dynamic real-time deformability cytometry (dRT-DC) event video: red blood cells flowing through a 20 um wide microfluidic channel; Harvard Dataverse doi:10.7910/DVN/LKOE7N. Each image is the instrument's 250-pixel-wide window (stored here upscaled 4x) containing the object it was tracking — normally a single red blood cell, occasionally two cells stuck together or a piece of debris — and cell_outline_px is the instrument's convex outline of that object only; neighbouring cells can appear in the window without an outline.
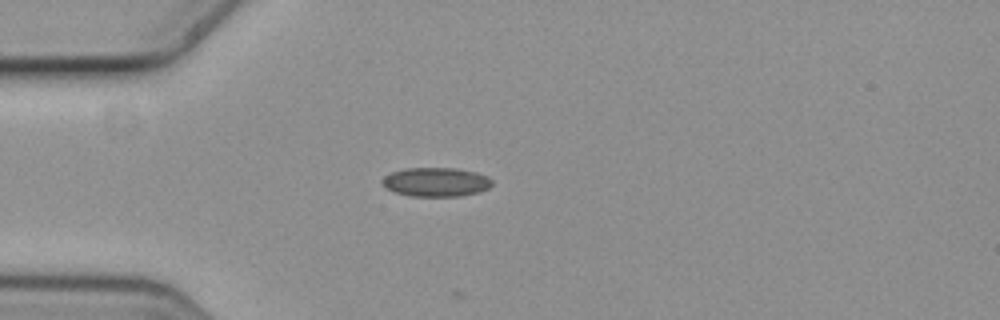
{"species": "common noctule bat (a hibernating species)", "species_latin": "Nyctalus noctula", "temperature_condition": "cold", "stored_images_in_passage": 4, "camera_frame_rate_fps": 3000, "um_per_image_px": 0.085, "animal": {"sex": "female", "body_mass_g": 19.3, "forearm_length_mm": 54.1}, "frame": {"image": 1, "passage_image": 1, "time_ms": 0.0, "image_size_px": [1000, 320], "cell_outline_px": [[492, 184], [488, 188], [476, 192], [460, 196], [408, 196], [396, 192], [388, 188], [380, 180], [384, 176], [392, 172], [404, 168], [456, 168], [476, 172], [488, 176], [492, 180]], "centroid_in_image_um": [37.06, 15.46], "position_along_channel_um": 47.9, "area_um2": 18.5}}
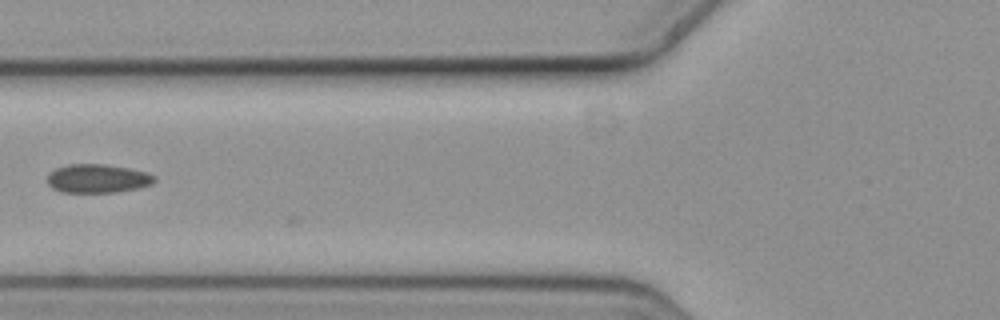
{"frame": {"image": 2, "passage_image": 3, "time_ms": 0.667, "image_size_px": [1000, 320], "cell_outline_px": [[156, 180], [152, 184], [140, 188], [116, 192], [64, 192], [52, 188], [48, 184], [48, 176], [56, 168], [68, 164], [104, 164], [128, 168], [148, 172], [156, 176]], "centroid_in_image_um": [8.35, 15.17], "position_along_channel_um": 117.5, "area_um2": 17.92}}
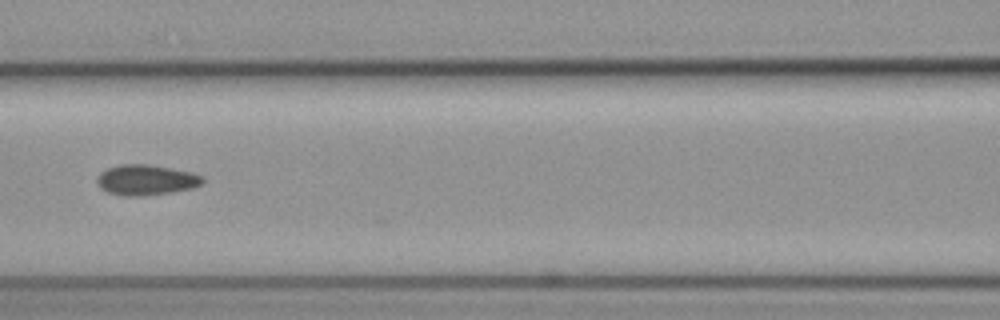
{"frame": {"image": 3, "passage_image": 4, "time_ms": 1.0, "image_size_px": [1000, 320], "cell_outline_px": [[204, 180], [200, 184], [192, 188], [172, 192], [140, 196], [124, 196], [108, 192], [100, 188], [96, 184], [96, 176], [100, 172], [108, 168], [120, 164], [148, 164], [192, 172], [204, 176]], "centroid_in_image_um": [12.38, 15.29], "position_along_channel_um": 154.2, "area_um2": 18.84}}